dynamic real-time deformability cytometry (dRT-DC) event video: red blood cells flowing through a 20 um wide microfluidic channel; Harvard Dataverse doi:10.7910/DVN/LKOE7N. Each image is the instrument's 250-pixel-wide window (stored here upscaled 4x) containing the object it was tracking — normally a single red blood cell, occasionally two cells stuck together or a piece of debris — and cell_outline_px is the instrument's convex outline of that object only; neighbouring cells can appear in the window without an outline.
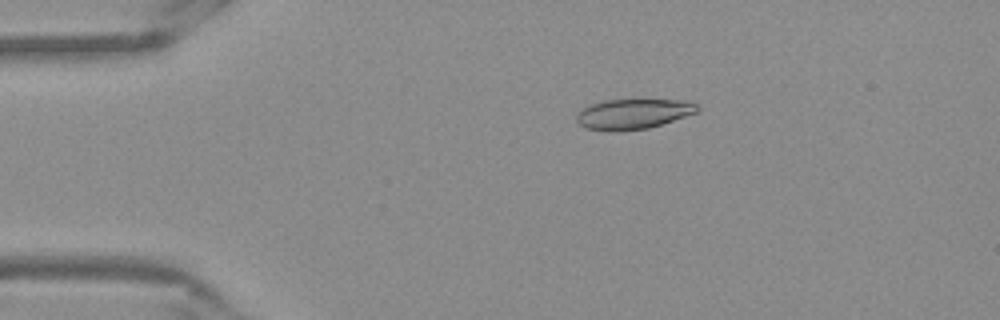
{"species": "Egyptian fruit bat (a non-hibernating species)", "species_latin": "Rousettus aegyptiacus", "temperature_condition": "warm", "stored_images_in_passage": 52, "camera_frame_rate_fps": 3000, "um_per_image_px": 0.085, "frame": {"image": 1, "passage_image": 10, "time_ms": 3.0, "image_size_px": [1000, 320], "cell_outline_px": [[700, 108], [696, 112], [648, 128], [584, 128], [576, 120], [576, 116], [588, 104], [604, 100], [676, 100], [696, 104]], "centroid_in_image_um": [53.81, 9.63], "position_along_channel_um": 31.2, "area_um2": 20.0}}
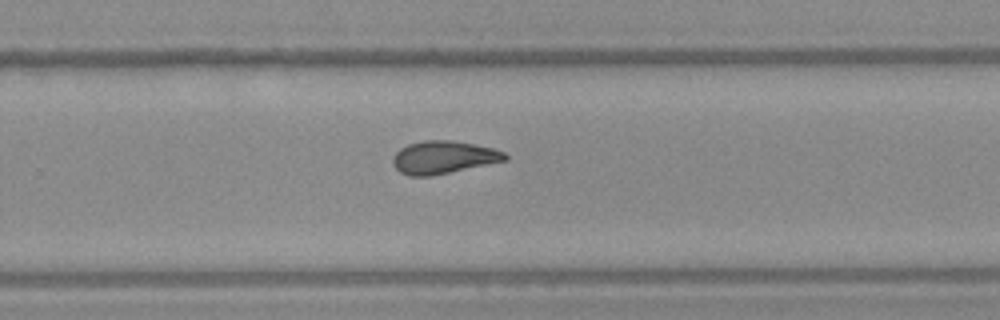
{"frame": {"image": 2, "passage_image": 34, "time_ms": 11.0, "image_size_px": [1000, 320], "cell_outline_px": [[508, 160], [432, 176], [408, 176], [400, 172], [392, 164], [392, 156], [400, 148], [408, 144], [424, 140], [452, 140], [492, 148], [504, 152], [508, 156]], "centroid_in_image_um": [37.66, 13.38], "position_along_channel_um": 292.1, "area_um2": 21.5}}
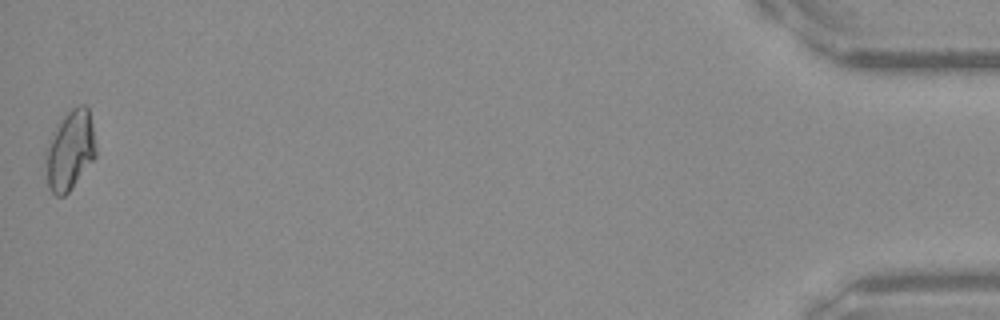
{"frame": {"image": 3, "passage_image": 52, "time_ms": 17.0, "image_size_px": [1000, 320], "cell_outline_px": [[96, 156], [72, 188], [64, 196], [56, 196], [48, 188], [44, 160], [44, 152], [52, 132], [60, 120], [72, 108], [80, 104], [84, 104], [88, 108], [92, 124], [96, 148]], "centroid_in_image_um": [5.92, 12.79], "position_along_channel_um": 429.3, "area_um2": 23.52}, "authors_computed_cell_mechanics": {"area_um2": 21.5594, "velocity_mm_per_s": 3.8792, "shape_relaxation_time_tau1_ms": null, "shape_relaxation_time_tau2_ms": 1.9712, "deformation_change_tau1": null, "deformation_change_tau2": 0.0778}}